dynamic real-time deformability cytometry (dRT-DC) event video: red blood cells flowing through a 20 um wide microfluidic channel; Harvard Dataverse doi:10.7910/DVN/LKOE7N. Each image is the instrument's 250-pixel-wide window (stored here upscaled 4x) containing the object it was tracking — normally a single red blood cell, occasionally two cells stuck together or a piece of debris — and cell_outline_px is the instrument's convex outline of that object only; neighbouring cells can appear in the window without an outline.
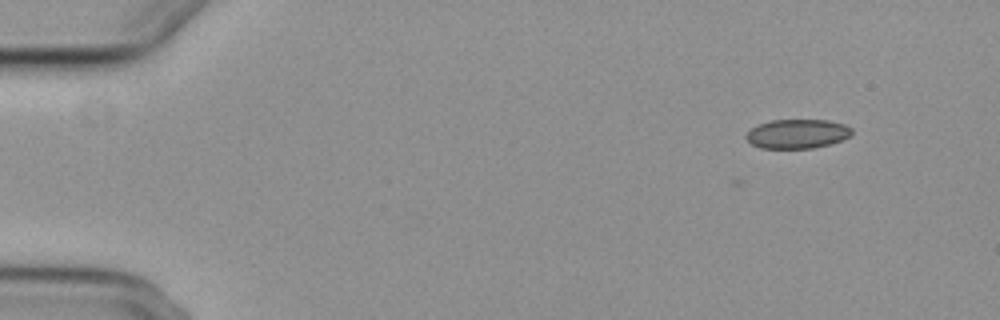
{"species": "common noctule bat (a hibernating species)", "species_latin": "Nyctalus noctula", "temperature_condition": "cold", "stored_images_in_passage": 7, "camera_frame_rate_fps": 3000, "um_per_image_px": 0.085, "animal": {"sex": "female", "body_mass_g": 29.2, "forearm_length_mm": 56.3}, "frame": {"image": 1, "passage_image": 2, "time_ms": 1.667, "image_size_px": [1000, 320], "cell_outline_px": [[852, 136], [828, 144], [812, 148], [760, 148], [752, 144], [744, 136], [756, 124], [768, 120], [828, 120], [844, 124], [852, 128]], "centroid_in_image_um": [67.75, 11.36], "position_along_channel_um": 17.2, "area_um2": 18.03}}
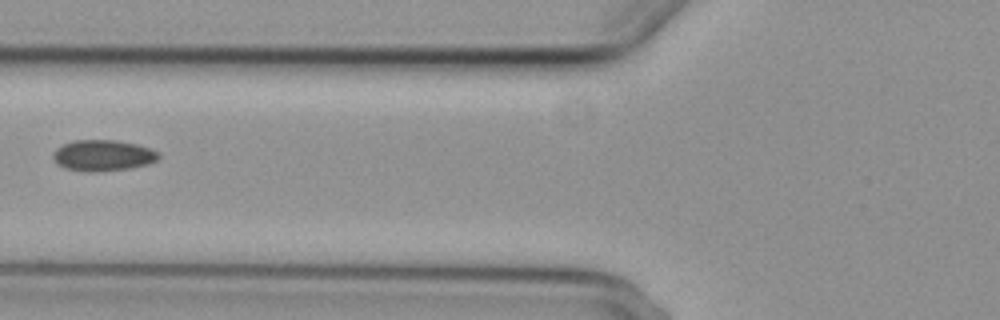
{"frame": {"image": 2, "passage_image": 6, "time_ms": 7.333, "image_size_px": [1000, 320], "cell_outline_px": [[160, 156], [156, 160], [148, 164], [132, 168], [96, 172], [88, 172], [64, 168], [56, 164], [52, 156], [56, 148], [64, 144], [76, 140], [116, 140], [136, 144], [152, 148], [160, 152]], "centroid_in_image_um": [8.77, 13.22], "position_along_channel_um": 117.0, "area_um2": 19.31}}
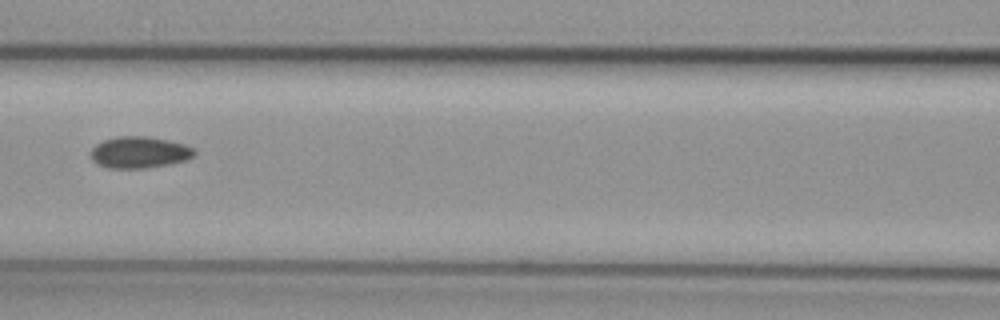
{"frame": {"image": 3, "passage_image": 7, "time_ms": 8.333, "image_size_px": [1000, 320], "cell_outline_px": [[196, 152], [192, 156], [184, 160], [168, 164], [144, 168], [108, 168], [96, 164], [92, 160], [92, 148], [96, 144], [104, 140], [116, 136], [144, 136], [168, 140], [184, 144], [192, 148]], "centroid_in_image_um": [11.81, 12.94], "position_along_channel_um": 154.8, "area_um2": 18.84}}